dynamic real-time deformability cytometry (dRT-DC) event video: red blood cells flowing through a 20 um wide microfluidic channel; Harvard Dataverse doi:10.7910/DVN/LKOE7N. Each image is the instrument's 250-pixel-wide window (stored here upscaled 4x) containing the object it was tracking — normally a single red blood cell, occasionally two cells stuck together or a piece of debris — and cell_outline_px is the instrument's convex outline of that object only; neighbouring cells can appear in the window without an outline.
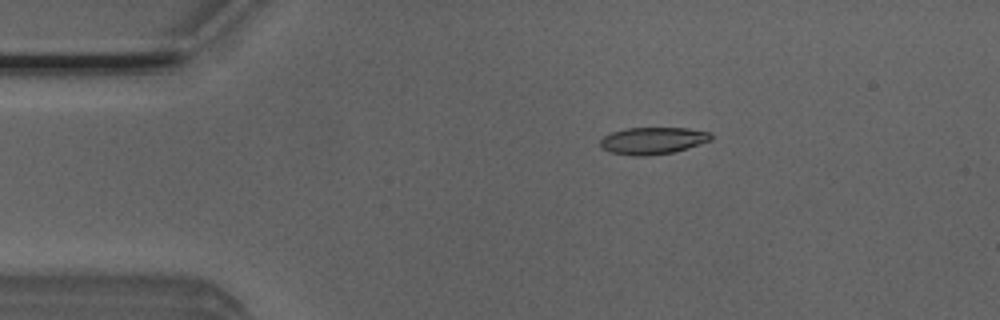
{"species": "Egyptian fruit bat (a non-hibernating species)", "species_latin": "Rousettus aegyptiacus", "temperature_condition": "room temperature", "stored_images_in_passage": 4, "camera_frame_rate_fps": 3000, "um_per_image_px": 0.085, "animal": {"sex": "male"}, "frame": {"image": 1, "passage_image": 1, "time_ms": 0.0, "image_size_px": [1000, 320], "cell_outline_px": [[712, 140], [688, 148], [672, 152], [644, 156], [632, 156], [608, 152], [600, 148], [600, 140], [604, 136], [612, 132], [628, 128], [688, 128], [708, 132], [712, 136]], "centroid_in_image_um": [55.45, 11.96], "position_along_channel_um": 29.5, "area_um2": 17.46}}